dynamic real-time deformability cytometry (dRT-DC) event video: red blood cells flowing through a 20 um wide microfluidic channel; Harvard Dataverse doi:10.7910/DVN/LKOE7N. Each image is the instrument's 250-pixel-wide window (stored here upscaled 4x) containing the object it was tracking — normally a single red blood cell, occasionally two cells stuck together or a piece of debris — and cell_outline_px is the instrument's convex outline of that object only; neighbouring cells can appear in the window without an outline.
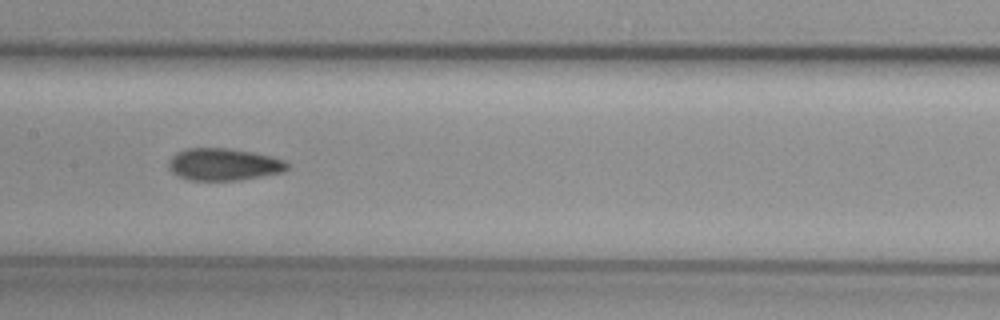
{"species": "common noctule bat (a hibernating species)", "species_latin": "Nyctalus noctula", "temperature_condition": "cold", "stored_images_in_passage": 10, "camera_frame_rate_fps": 3000, "um_per_image_px": 0.085, "animal": {"sex": "female", "body_mass_g": 29.2, "forearm_length_mm": 56.3}, "frame": {"image": 1, "passage_image": 7, "time_ms": 8.0, "image_size_px": [1000, 320], "cell_outline_px": [[288, 168], [284, 172], [236, 180], [192, 180], [176, 176], [168, 168], [168, 164], [172, 156], [176, 152], [188, 148], [228, 148], [252, 152], [284, 160], [288, 164]], "centroid_in_image_um": [18.97, 13.97], "position_along_channel_um": 188.4, "area_um2": 22.08}}
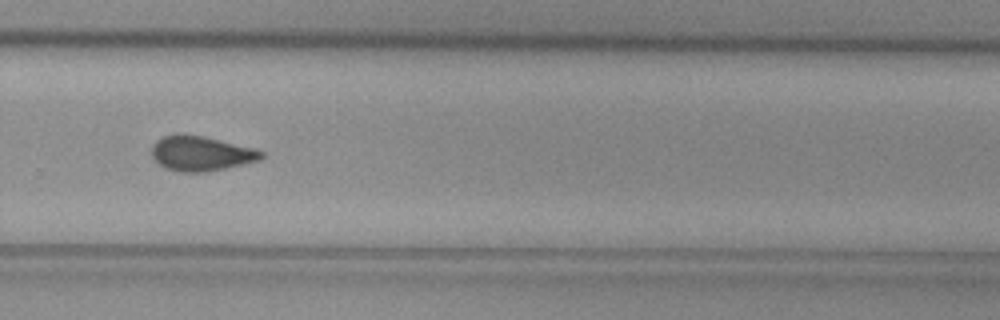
{"frame": {"image": 2, "passage_image": 10, "time_ms": 11.333, "image_size_px": [1000, 320], "cell_outline_px": [[264, 156], [260, 160], [244, 164], [208, 172], [180, 172], [168, 168], [160, 164], [152, 156], [152, 144], [160, 136], [176, 132], [184, 132], [204, 136], [256, 148], [264, 152]], "centroid_in_image_um": [17.08, 13.01], "position_along_channel_um": 312.7, "area_um2": 22.77}}